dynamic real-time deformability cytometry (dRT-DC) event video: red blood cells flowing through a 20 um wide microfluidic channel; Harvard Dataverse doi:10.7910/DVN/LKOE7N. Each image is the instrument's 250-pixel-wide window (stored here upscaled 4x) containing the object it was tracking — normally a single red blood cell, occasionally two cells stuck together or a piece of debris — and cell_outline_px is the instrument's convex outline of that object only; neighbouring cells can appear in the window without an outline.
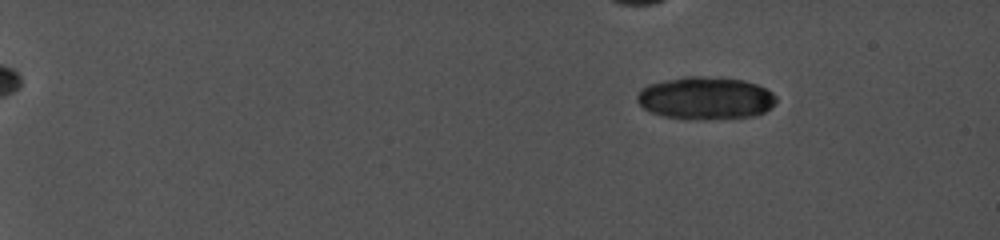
{"species": "common noctule bat (a hibernating species)", "species_latin": "Nyctalus noctula", "temperature_condition": "cold", "stored_images_in_passage": 13, "camera_frame_rate_fps": 5000, "um_per_image_px": 0.085, "animal": {"sex": "female", "body_mass_g": 19.0, "forearm_length_mm": 56.7}, "frame": {"image": 1, "passage_image": 3, "time_ms": 2.2, "image_size_px": [1000, 240], "cell_outline_px": [[776, 104], [764, 112], [756, 116], [704, 120], [696, 120], [664, 116], [652, 112], [644, 108], [636, 100], [636, 96], [640, 88], [648, 84], [688, 76], [700, 76], [744, 80], [756, 84], [772, 92], [776, 96]], "centroid_in_image_um": [59.98, 8.35], "position_along_channel_um": 25.0, "area_um2": 34.62}}